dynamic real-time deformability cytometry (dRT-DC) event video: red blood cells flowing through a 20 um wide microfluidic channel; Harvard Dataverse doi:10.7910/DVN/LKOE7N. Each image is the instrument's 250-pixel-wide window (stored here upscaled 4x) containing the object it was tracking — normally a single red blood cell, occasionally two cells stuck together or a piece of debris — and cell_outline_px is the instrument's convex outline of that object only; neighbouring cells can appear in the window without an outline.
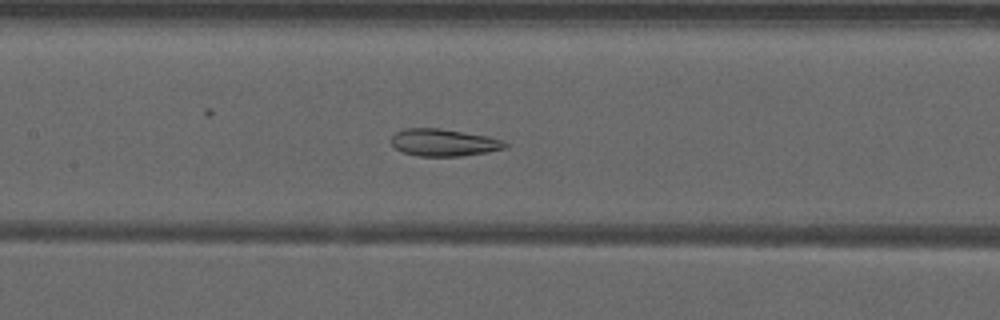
{"species": "common noctule bat (a hibernating species)", "species_latin": "Nyctalus noctula", "temperature_condition": "warm", "stored_images_in_passage": 53, "camera_frame_rate_fps": 3000, "um_per_image_px": 0.085, "animal": {"sex": "male", "forearm_length_mm": 52.5}, "frame": {"image": 1, "passage_image": 26, "time_ms": 8.333, "image_size_px": [1000, 320], "cell_outline_px": [[508, 144], [504, 148], [484, 152], [460, 156], [416, 156], [404, 152], [396, 148], [392, 144], [392, 136], [396, 132], [404, 128], [440, 128], [488, 136], [504, 140]], "centroid_in_image_um": [37.71, 12.1], "position_along_channel_um": 169.7, "area_um2": 17.92}}
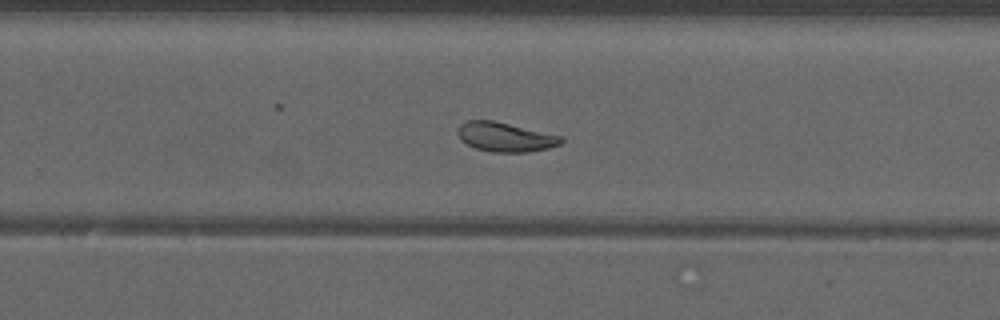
{"frame": {"image": 2, "passage_image": 35, "time_ms": 11.333, "image_size_px": [1000, 320], "cell_outline_px": [[564, 140], [560, 144], [548, 148], [528, 152], [492, 152], [476, 148], [460, 140], [460, 124], [468, 120], [492, 120], [564, 136]], "centroid_in_image_um": [43.0, 11.65], "position_along_channel_um": 286.8, "area_um2": 17.51}}
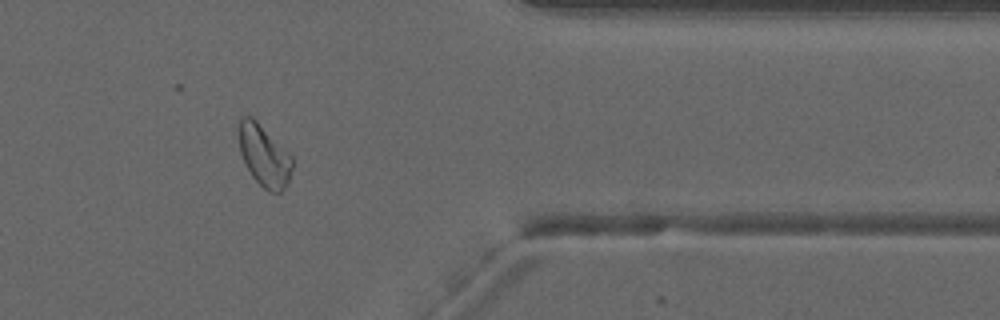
{"frame": {"image": 3, "passage_image": 44, "time_ms": 14.333, "image_size_px": [1000, 320], "cell_outline_px": [[292, 168], [288, 184], [280, 192], [268, 192], [252, 176], [240, 152], [240, 120], [244, 116], [252, 116], [292, 156]], "centroid_in_image_um": [22.48, 13.26], "position_along_channel_um": 388.9, "area_um2": 18.67}, "authors_computed_cell_mechanics": {"area_um2": 21.097, "velocity_mm_per_s": 3.9339, "shape_relaxation_time_tau1_ms": null, "shape_relaxation_time_tau2_ms": 2.4636, "deformation_change_tau1": null, "deformation_change_tau2": 0.0675}}